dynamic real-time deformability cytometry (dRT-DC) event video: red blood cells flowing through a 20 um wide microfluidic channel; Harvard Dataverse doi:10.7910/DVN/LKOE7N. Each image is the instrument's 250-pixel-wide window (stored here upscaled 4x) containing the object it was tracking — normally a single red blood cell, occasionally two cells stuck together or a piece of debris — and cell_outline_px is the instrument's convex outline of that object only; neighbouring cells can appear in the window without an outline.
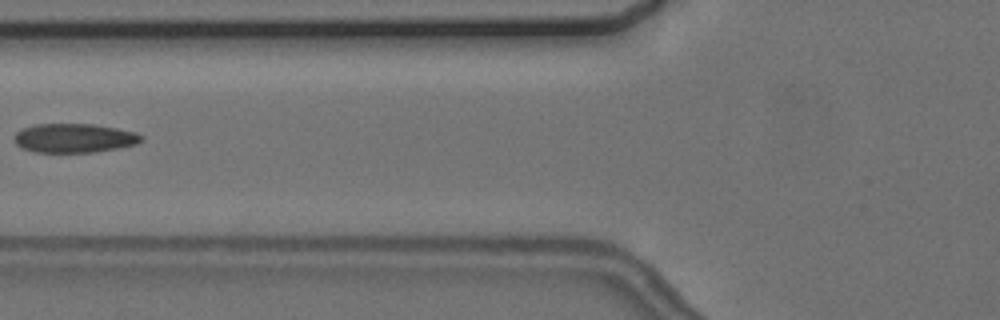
{"species": "common noctule bat (a hibernating species)", "species_latin": "Nyctalus noctula", "temperature_condition": "cold", "stored_images_in_passage": 5, "camera_frame_rate_fps": 3000, "um_per_image_px": 0.085, "animal": {"sex": "female", "body_mass_g": 24.6, "forearm_length_mm": 56.2}, "frame": {"image": 1, "passage_image": 4, "time_ms": 3.667, "image_size_px": [1000, 320], "cell_outline_px": [[144, 140], [136, 144], [120, 148], [92, 152], [36, 152], [24, 148], [16, 144], [16, 132], [24, 128], [36, 124], [92, 124], [116, 128], [136, 132], [144, 136]], "centroid_in_image_um": [6.38, 11.73], "position_along_channel_um": 119.4, "area_um2": 21.39}}
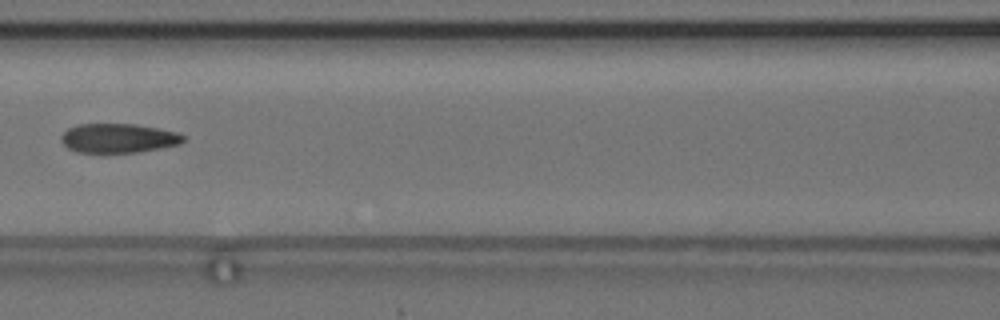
{"frame": {"image": 2, "passage_image": 5, "time_ms": 4.667, "image_size_px": [1000, 320], "cell_outline_px": [[184, 140], [180, 144], [160, 148], [136, 152], [76, 152], [68, 148], [60, 140], [60, 136], [68, 128], [76, 124], [136, 124], [180, 132], [184, 136]], "centroid_in_image_um": [10.06, 11.73], "position_along_channel_um": 156.5, "area_um2": 20.87}}